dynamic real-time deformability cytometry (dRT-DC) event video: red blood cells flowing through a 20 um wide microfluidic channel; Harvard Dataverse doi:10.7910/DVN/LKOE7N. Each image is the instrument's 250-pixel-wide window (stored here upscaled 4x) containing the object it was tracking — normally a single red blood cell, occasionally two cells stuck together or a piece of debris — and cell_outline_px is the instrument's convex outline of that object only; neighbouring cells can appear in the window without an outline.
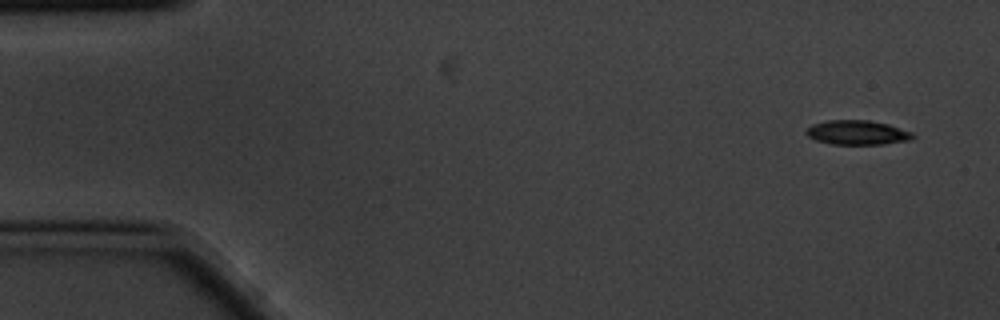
{"species": "common noctule bat (a hibernating species)", "species_latin": "Nyctalus noctula", "temperature_condition": "cold", "stored_images_in_passage": 5, "camera_frame_rate_fps": 3000, "um_per_image_px": 0.085, "animal": {"sex": "male", "body_mass_g": 20.1, "forearm_length_mm": 53.5}, "frame": {"image": 1, "passage_image": 1, "time_ms": 0.0, "image_size_px": [1000, 320], "cell_outline_px": [[916, 136], [912, 140], [884, 144], [832, 144], [816, 140], [808, 136], [804, 132], [812, 124], [828, 120], [868, 120], [888, 124], [912, 132]], "centroid_in_image_um": [72.89, 11.27], "position_along_channel_um": 12.1, "area_um2": 15.2}}
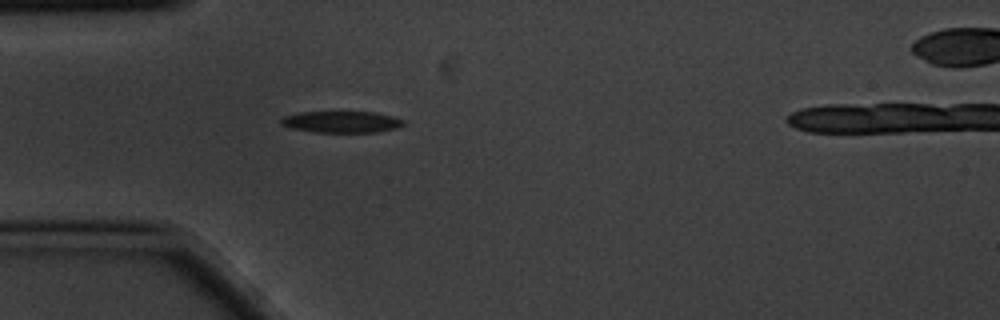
{"frame": {"image": 2, "passage_image": 4, "time_ms": 1.0, "image_size_px": [1000, 320], "cell_outline_px": [[404, 124], [396, 128], [376, 132], [316, 132], [292, 128], [280, 124], [280, 120], [284, 116], [300, 112], [376, 112], [392, 116], [404, 120]], "centroid_in_image_um": [29.03, 10.35], "position_along_channel_um": 56.0, "area_um2": 15.26}}